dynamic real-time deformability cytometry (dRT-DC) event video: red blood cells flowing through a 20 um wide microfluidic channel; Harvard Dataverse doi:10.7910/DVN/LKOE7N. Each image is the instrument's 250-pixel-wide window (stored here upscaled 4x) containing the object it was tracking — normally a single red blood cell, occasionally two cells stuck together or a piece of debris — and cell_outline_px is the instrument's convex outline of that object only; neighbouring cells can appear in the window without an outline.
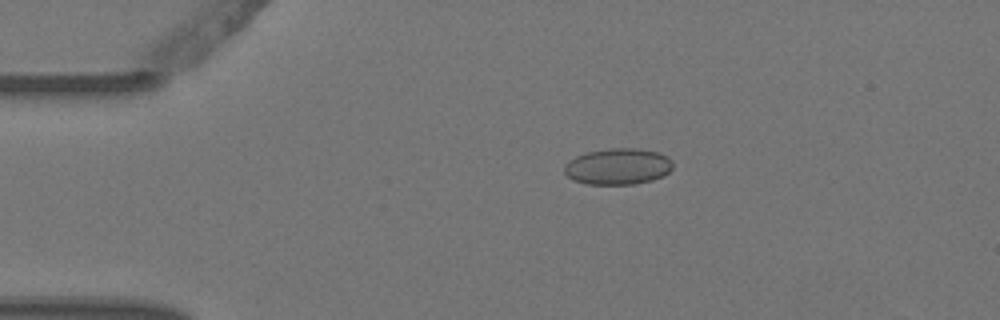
{"species": "Egyptian fruit bat (a non-hibernating species)", "species_latin": "Rousettus aegyptiacus", "temperature_condition": "warm", "stored_images_in_passage": 5, "camera_frame_rate_fps": 3000, "um_per_image_px": 0.085, "animal": {"sex": "female"}, "frame": {"image": 1, "passage_image": 3, "time_ms": 0.667, "image_size_px": [1000, 320], "cell_outline_px": [[672, 168], [664, 176], [652, 180], [636, 184], [584, 184], [572, 180], [564, 172], [564, 164], [568, 160], [576, 156], [588, 152], [608, 148], [636, 148], [660, 152], [668, 156], [672, 160]], "centroid_in_image_um": [52.52, 14.15], "position_along_channel_um": 32.5, "area_um2": 23.24}}
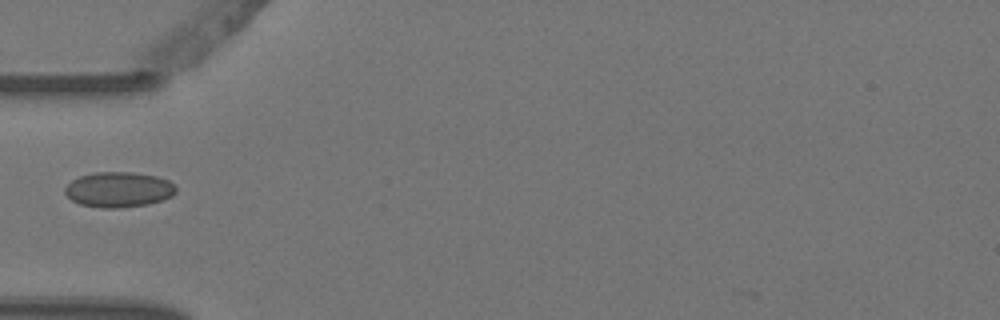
{"frame": {"image": 2, "passage_image": 5, "time_ms": 1.333, "image_size_px": [1000, 320], "cell_outline_px": [[176, 192], [172, 196], [164, 200], [148, 204], [116, 208], [100, 208], [80, 204], [72, 200], [64, 192], [64, 188], [72, 180], [80, 176], [92, 172], [132, 172], [156, 176], [168, 180], [176, 184]], "centroid_in_image_um": [10.1, 16.11], "position_along_channel_um": 74.9, "area_um2": 23.0}}